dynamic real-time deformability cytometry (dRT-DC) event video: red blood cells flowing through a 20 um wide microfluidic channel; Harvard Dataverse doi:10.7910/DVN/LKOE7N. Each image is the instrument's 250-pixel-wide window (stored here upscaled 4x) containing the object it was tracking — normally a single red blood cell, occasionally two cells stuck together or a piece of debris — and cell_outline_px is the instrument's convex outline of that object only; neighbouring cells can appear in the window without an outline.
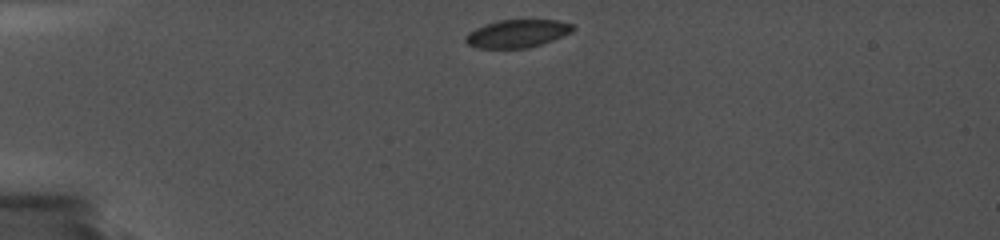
{"species": "common noctule bat (a hibernating species)", "species_latin": "Nyctalus noctula", "temperature_condition": "cold", "stored_images_in_passage": 32, "camera_frame_rate_fps": 5000, "um_per_image_px": 0.085, "animal": {"sex": "female", "body_mass_g": 19.0, "forearm_length_mm": 56.7}, "frame": {"image": 1, "passage_image": 1, "time_ms": 0.0, "image_size_px": [1000, 240], "cell_outline_px": [[576, 28], [572, 32], [552, 40], [528, 48], [476, 48], [468, 44], [464, 40], [464, 36], [468, 32], [484, 24], [500, 20], [560, 20], [572, 24]], "centroid_in_image_um": [43.95, 2.85], "position_along_channel_um": 41.0, "area_um2": 17.51}}
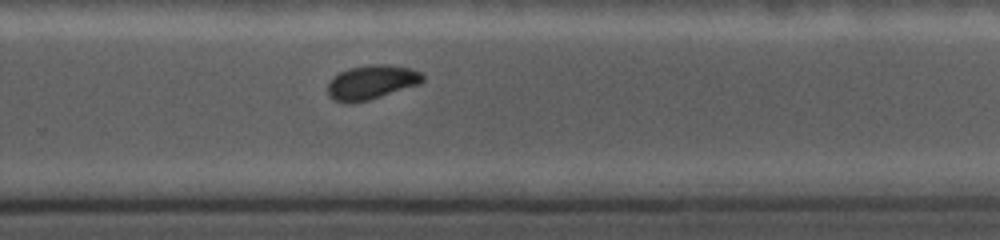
{"frame": {"image": 2, "passage_image": 21, "time_ms": 8.2, "image_size_px": [1000, 240], "cell_outline_px": [[424, 80], [420, 84], [368, 100], [352, 104], [348, 104], [336, 100], [328, 96], [328, 84], [340, 72], [348, 68], [372, 64], [388, 64], [412, 68], [420, 72], [424, 76]], "centroid_in_image_um": [31.61, 6.99], "position_along_channel_um": 298.2, "area_um2": 18.96}}
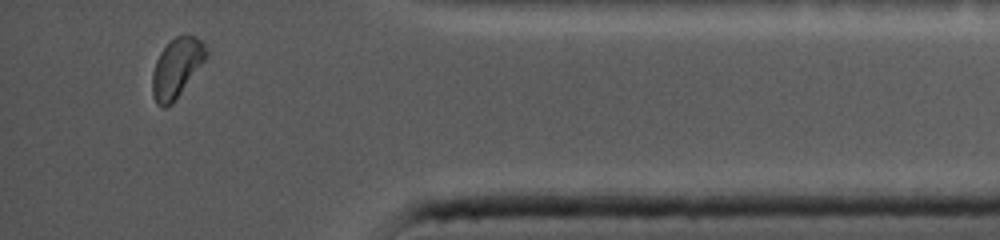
{"frame": {"image": 3, "passage_image": 30, "time_ms": 11.8, "image_size_px": [1000, 240], "cell_outline_px": [[208, 56], [172, 104], [164, 108], [160, 108], [156, 104], [152, 96], [152, 72], [156, 60], [160, 52], [176, 36], [184, 32], [196, 36], [208, 48]], "centroid_in_image_um": [15.01, 5.75], "position_along_channel_um": 420.2, "area_um2": 18.84}}